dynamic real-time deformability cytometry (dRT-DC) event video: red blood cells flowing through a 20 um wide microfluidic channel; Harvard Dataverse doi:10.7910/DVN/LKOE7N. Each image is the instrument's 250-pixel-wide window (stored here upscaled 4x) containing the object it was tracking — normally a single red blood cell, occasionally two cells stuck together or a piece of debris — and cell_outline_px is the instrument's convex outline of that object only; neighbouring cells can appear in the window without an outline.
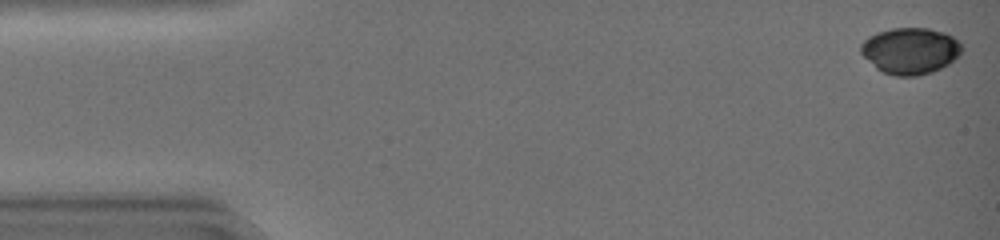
{"species": "common noctule bat (a hibernating species)", "species_latin": "Nyctalus noctula", "temperature_condition": "warm", "stored_images_in_passage": 44, "camera_frame_rate_fps": 3000, "um_per_image_px": 0.085, "animal": {"sex": "female", "body_mass_g": 19.0, "forearm_length_mm": 51.5}, "frame": {"image": 1, "passage_image": 1, "time_ms": 0.0, "image_size_px": [1000, 240], "cell_outline_px": [[964, 48], [948, 64], [932, 72], [916, 76], [896, 76], [884, 72], [876, 68], [860, 52], [860, 44], [868, 36], [892, 28], [928, 28], [944, 32], [952, 36]], "centroid_in_image_um": [77.35, 4.31], "position_along_channel_um": 7.6, "area_um2": 27.05}}
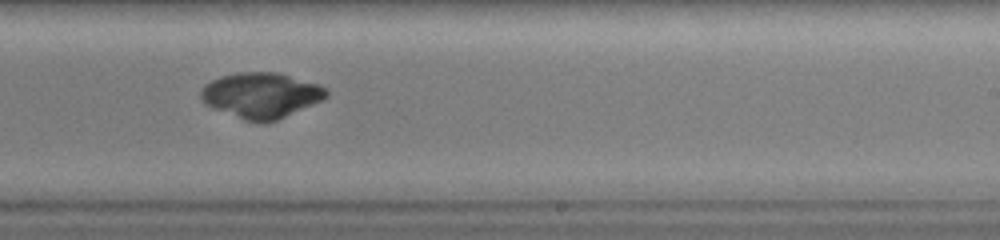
{"frame": {"image": 2, "passage_image": 28, "time_ms": 9.0, "image_size_px": [1000, 240], "cell_outline_px": [[328, 96], [324, 100], [276, 120], [264, 124], [260, 124], [244, 120], [204, 104], [200, 100], [200, 92], [204, 84], [220, 76], [236, 72], [280, 72], [320, 84], [328, 88]], "centroid_in_image_um": [22.22, 8.09], "position_along_channel_um": 266.8, "area_um2": 33.81}}
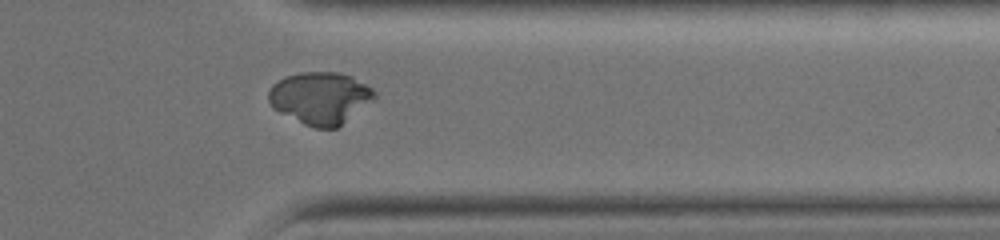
{"frame": {"image": 3, "passage_image": 36, "time_ms": 11.667, "image_size_px": [1000, 240], "cell_outline_px": [[376, 100], [336, 128], [316, 128], [304, 124], [272, 108], [268, 100], [268, 92], [272, 84], [276, 80], [284, 76], [300, 72], [340, 72], [352, 76], [372, 88], [376, 92]], "centroid_in_image_um": [27.23, 8.31], "position_along_channel_um": 384.2, "area_um2": 32.54}}